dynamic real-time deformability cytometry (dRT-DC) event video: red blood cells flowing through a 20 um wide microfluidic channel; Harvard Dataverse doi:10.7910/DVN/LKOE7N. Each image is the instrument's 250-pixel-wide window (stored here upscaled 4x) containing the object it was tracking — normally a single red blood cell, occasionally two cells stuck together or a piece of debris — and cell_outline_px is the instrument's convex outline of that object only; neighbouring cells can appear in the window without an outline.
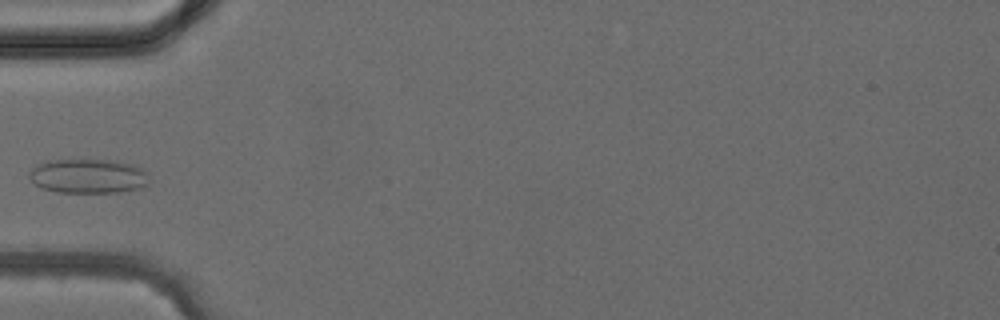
{"species": "common noctule bat (a hibernating species)", "species_latin": "Nyctalus noctula", "temperature_condition": "cold", "stored_images_in_passage": 3, "camera_frame_rate_fps": 3000, "um_per_image_px": 0.085, "animal": {"sex": "female", "body_mass_g": 24.6, "forearm_length_mm": 56.2}, "frame": {"image": 1, "passage_image": 3, "time_ms": 2.333, "image_size_px": [1000, 320], "cell_outline_px": [[148, 184], [140, 188], [120, 192], [56, 192], [40, 188], [28, 176], [28, 172], [32, 168], [44, 160], [116, 160], [132, 164], [148, 172]], "centroid_in_image_um": [7.49, 14.96], "position_along_channel_um": 77.5, "area_um2": 24.22}}